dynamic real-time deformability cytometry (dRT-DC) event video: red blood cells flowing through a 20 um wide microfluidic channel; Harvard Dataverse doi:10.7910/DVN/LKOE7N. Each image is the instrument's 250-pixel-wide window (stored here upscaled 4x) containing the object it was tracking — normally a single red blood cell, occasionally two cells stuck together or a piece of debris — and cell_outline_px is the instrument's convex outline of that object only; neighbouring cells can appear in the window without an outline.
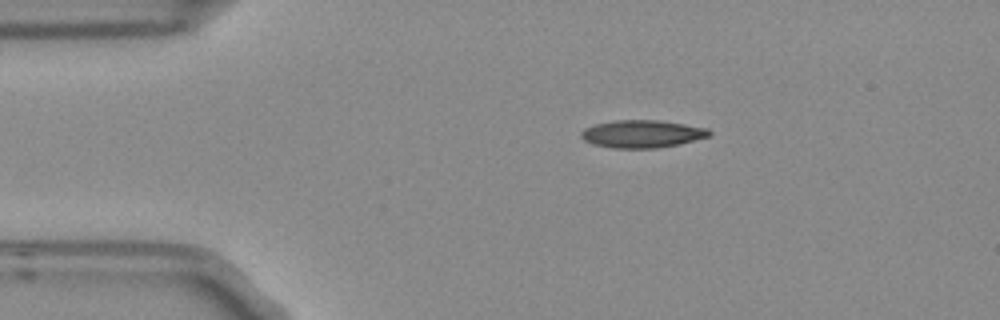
{"species": "Egyptian fruit bat (a non-hibernating species)", "species_latin": "Rousettus aegyptiacus", "temperature_condition": "room temperature", "stored_images_in_passage": 4, "camera_frame_rate_fps": 3000, "um_per_image_px": 0.085, "frame": {"image": 1, "passage_image": 1, "time_ms": 0.0, "image_size_px": [1000, 320], "cell_outline_px": [[712, 132], [708, 136], [680, 144], [656, 148], [612, 148], [592, 144], [584, 140], [580, 136], [580, 132], [584, 128], [596, 124], [616, 120], [656, 120], [684, 124], [708, 128]], "centroid_in_image_um": [54.55, 11.38], "position_along_channel_um": 30.4, "area_um2": 20.58}}
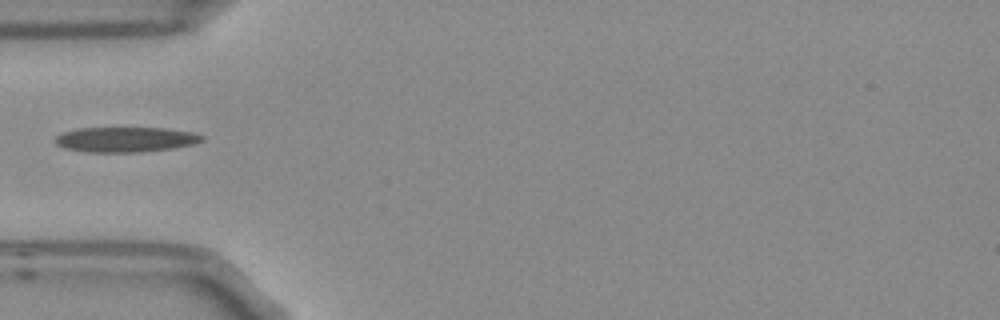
{"frame": {"image": 2, "passage_image": 3, "time_ms": 0.667, "image_size_px": [1000, 320], "cell_outline_px": [[204, 140], [192, 144], [172, 148], [140, 152], [88, 152], [64, 148], [56, 144], [52, 140], [60, 132], [76, 128], [164, 128], [192, 132], [204, 136]], "centroid_in_image_um": [10.6, 11.85], "position_along_channel_um": 74.4, "area_um2": 21.56}}